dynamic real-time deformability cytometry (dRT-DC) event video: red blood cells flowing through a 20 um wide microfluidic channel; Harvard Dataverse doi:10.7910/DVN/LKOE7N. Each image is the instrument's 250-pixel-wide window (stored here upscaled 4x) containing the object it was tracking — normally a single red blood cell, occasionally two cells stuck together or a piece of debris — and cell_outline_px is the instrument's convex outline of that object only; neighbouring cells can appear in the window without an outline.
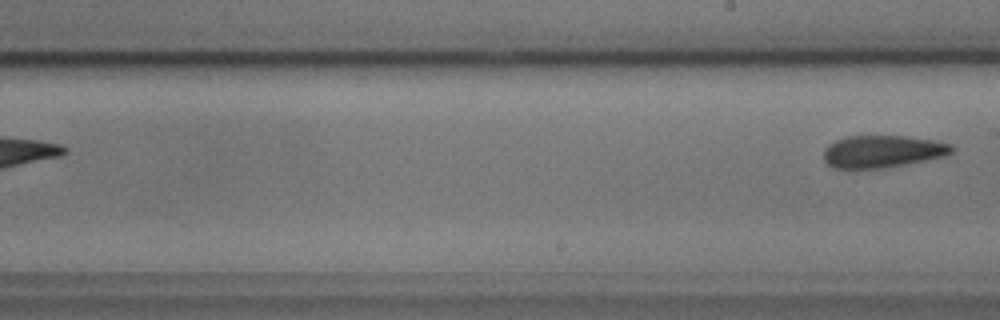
{"species": "common noctule bat (a hibernating species)", "species_latin": "Nyctalus noctula", "temperature_condition": "cold", "stored_images_in_passage": 7, "segment_of_instrument_passage": [2, 2], "camera_frame_rate_fps": 3000, "um_per_image_px": 0.085, "animal": {"sex": "male", "body_mass_g": 17.9, "forearm_length_mm": 54.2}, "frame": {"image": 1, "passage_image": 7, "time_ms": 7.333, "image_size_px": [1000, 320], "cell_outline_px": [[956, 148], [952, 152], [944, 156], [904, 164], [880, 168], [848, 172], [832, 168], [824, 160], [824, 148], [828, 144], [836, 140], [848, 136], [908, 136], [932, 140], [952, 144]], "centroid_in_image_um": [74.93, 12.9], "position_along_channel_um": 214.1, "area_um2": 24.68}}